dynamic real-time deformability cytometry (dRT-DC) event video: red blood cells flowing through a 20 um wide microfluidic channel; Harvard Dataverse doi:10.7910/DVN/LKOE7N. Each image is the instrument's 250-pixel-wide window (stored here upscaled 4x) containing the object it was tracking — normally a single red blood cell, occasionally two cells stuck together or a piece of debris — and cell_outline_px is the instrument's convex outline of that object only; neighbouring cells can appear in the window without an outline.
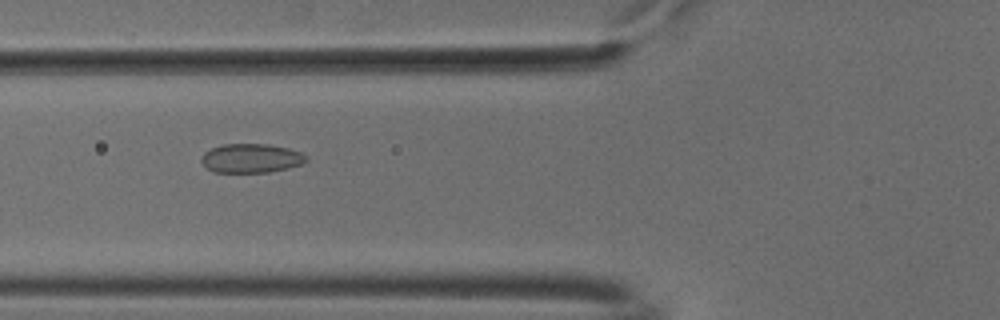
{"species": "common noctule bat (a hibernating species)", "species_latin": "Nyctalus noctula", "temperature_condition": "cold", "stored_images_in_passage": 47, "camera_frame_rate_fps": 3000, "um_per_image_px": 0.085, "animal": {"sex": "male", "body_mass_g": 18.8}, "frame": {"image": 1, "passage_image": 14, "time_ms": 4.333, "image_size_px": [1000, 320], "cell_outline_px": [[308, 160], [300, 164], [288, 168], [268, 172], [216, 172], [208, 168], [200, 160], [200, 156], [204, 152], [212, 148], [224, 144], [268, 144], [288, 148], [300, 152], [308, 156]], "centroid_in_image_um": [21.35, 13.44], "position_along_channel_um": 104.5, "area_um2": 17.69}}
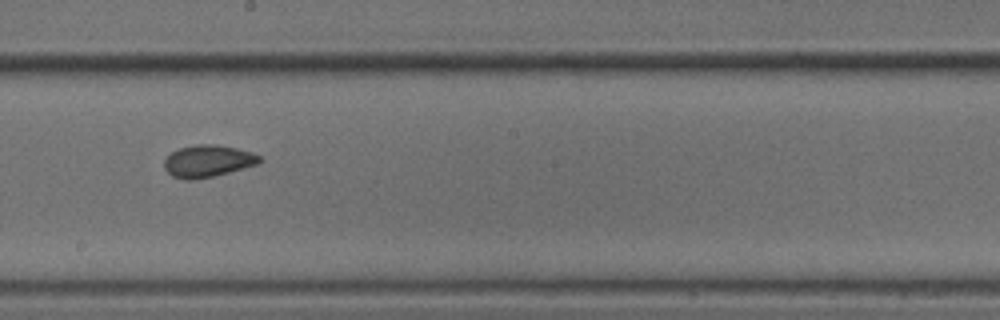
{"frame": {"image": 2, "passage_image": 24, "time_ms": 7.667, "image_size_px": [1000, 320], "cell_outline_px": [[264, 160], [260, 164], [212, 176], [192, 180], [184, 180], [172, 176], [164, 168], [164, 160], [172, 152], [180, 148], [196, 144], [216, 144], [236, 148], [252, 152], [260, 156]], "centroid_in_image_um": [17.69, 13.69], "position_along_channel_um": 230.5, "area_um2": 17.86}}
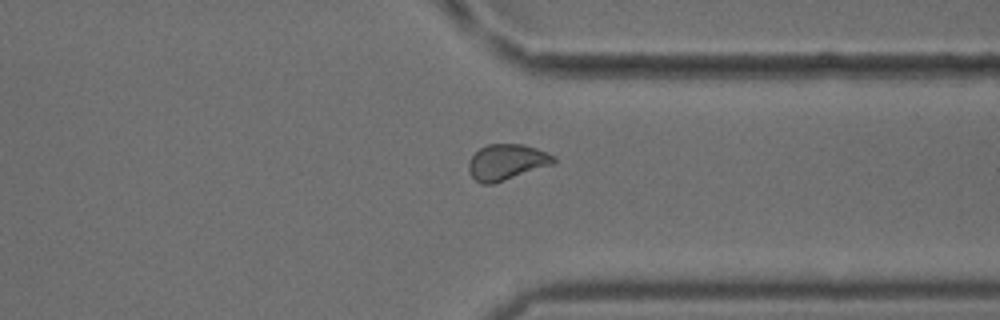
{"frame": {"image": 3, "passage_image": 35, "time_ms": 11.333, "image_size_px": [1000, 320], "cell_outline_px": [[556, 164], [492, 184], [480, 184], [472, 176], [468, 168], [468, 160], [480, 148], [488, 144], [524, 144], [548, 152], [556, 156]], "centroid_in_image_um": [43.11, 13.77], "position_along_channel_um": 368.3, "area_um2": 17.98}, "authors_computed_cell_mechanics": {"area_um2": 17.8602, "velocity_mm_per_s": 3.7636, "shape_relaxation_time_tau1_ms": 5.3933, "shape_relaxation_time_tau2_ms": 1.7004, "deformation_change_tau1": 0.0916, "deformation_change_tau2": 0.0508}}